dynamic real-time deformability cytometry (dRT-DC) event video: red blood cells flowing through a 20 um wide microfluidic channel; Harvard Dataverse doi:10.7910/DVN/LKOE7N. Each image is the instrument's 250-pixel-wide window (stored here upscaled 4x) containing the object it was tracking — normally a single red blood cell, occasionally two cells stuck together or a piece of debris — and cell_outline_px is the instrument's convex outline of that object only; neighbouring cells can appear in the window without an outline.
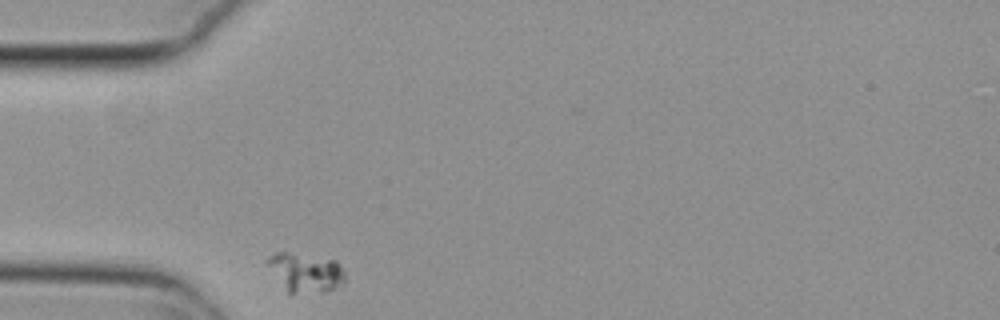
{"species": "common noctule bat (a hibernating species)", "species_latin": "Nyctalus noctula", "temperature_condition": "cold", "stored_images_in_passage": 34, "camera_frame_rate_fps": 3000, "um_per_image_px": 0.085, "animal": {"sex": "female", "body_mass_g": 29.2, "forearm_length_mm": 56.3}, "frame": {"image": 1, "passage_image": 1, "time_ms": 0.0, "image_size_px": [1000, 320], "cell_outline_px": [[344, 284], [324, 292], [288, 296], [264, 260], [268, 256], [276, 252], [288, 252], [336, 260], [340, 264], [344, 272]], "centroid_in_image_um": [25.93, 23.2], "position_along_channel_um": 59.1, "area_um2": 18.21}}
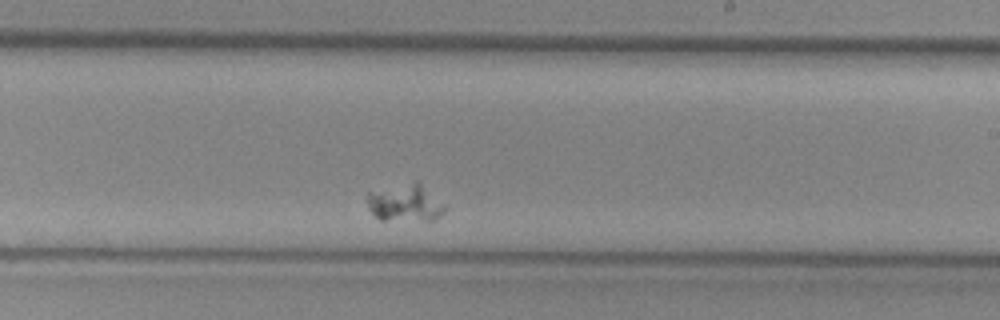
{"frame": {"image": 2, "passage_image": 20, "time_ms": 6.333, "image_size_px": [1000, 320], "cell_outline_px": [[444, 212], [436, 220], [380, 220], [368, 208], [368, 192], [416, 180], [444, 204]], "centroid_in_image_um": [34.44, 17.25], "position_along_channel_um": 254.6, "area_um2": 16.7}}
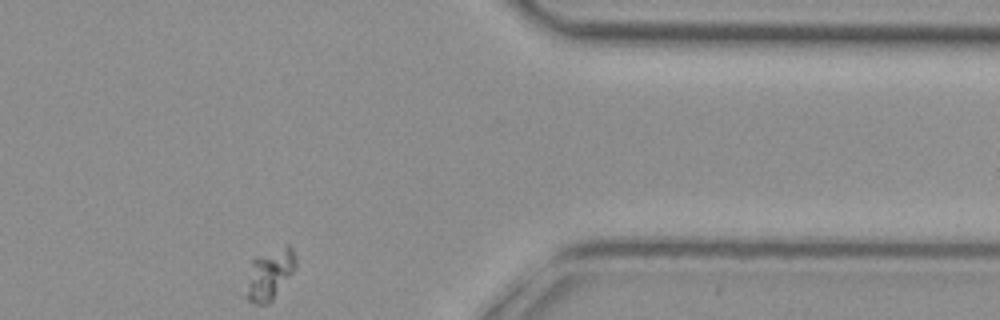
{"frame": {"image": 3, "passage_image": 34, "time_ms": 11.0, "image_size_px": [1000, 320], "cell_outline_px": [[296, 268], [272, 300], [268, 304], [256, 304], [248, 300], [248, 284], [252, 260], [256, 256], [288, 244], [292, 248], [296, 260]], "centroid_in_image_um": [22.97, 23.29], "position_along_channel_um": 388.4, "area_um2": 14.22}}